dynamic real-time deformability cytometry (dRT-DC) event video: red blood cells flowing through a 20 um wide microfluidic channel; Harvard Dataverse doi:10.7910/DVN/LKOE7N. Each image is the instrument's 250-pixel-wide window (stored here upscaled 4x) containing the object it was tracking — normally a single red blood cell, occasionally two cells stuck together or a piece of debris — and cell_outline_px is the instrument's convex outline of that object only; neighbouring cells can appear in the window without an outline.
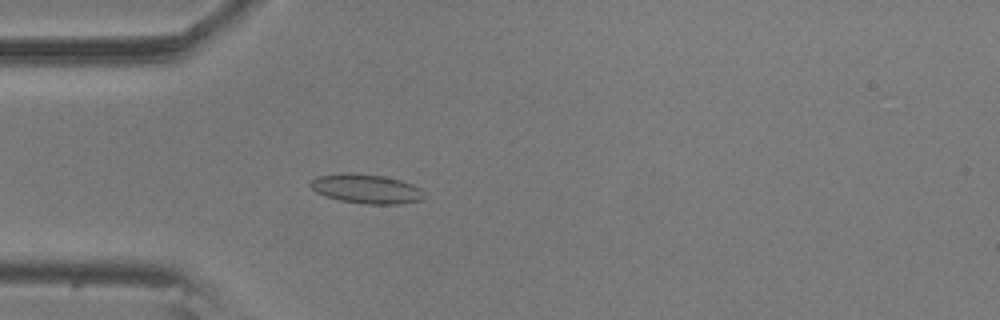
{"species": "common noctule bat (a hibernating species)", "species_latin": "Nyctalus noctula", "temperature_condition": "room temperature", "stored_images_in_passage": 51, "camera_frame_rate_fps": 3000, "um_per_image_px": 0.085, "animal": {"sex": "male", "body_mass_g": 20.5, "forearm_length_mm": 52.5}, "frame": {"image": 1, "passage_image": 10, "time_ms": 3.0, "image_size_px": [1000, 320], "cell_outline_px": [[424, 196], [420, 200], [400, 204], [368, 204], [340, 200], [324, 196], [316, 192], [308, 184], [312, 180], [320, 176], [340, 172], [352, 172], [384, 176], [400, 180], [412, 184], [420, 188], [424, 192]], "centroid_in_image_um": [31.12, 16.04], "position_along_channel_um": 53.9, "area_um2": 19.48}}
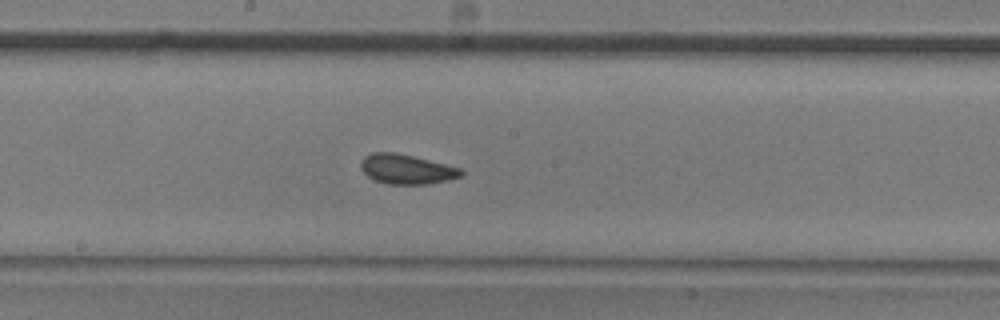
{"frame": {"image": 2, "passage_image": 24, "time_ms": 7.667, "image_size_px": [1000, 320], "cell_outline_px": [[464, 172], [460, 176], [448, 180], [428, 184], [388, 184], [376, 180], [368, 176], [360, 168], [360, 160], [364, 156], [372, 152], [396, 152], [460, 168]], "centroid_in_image_um": [34.51, 14.37], "position_along_channel_um": 213.7, "area_um2": 17.22}}
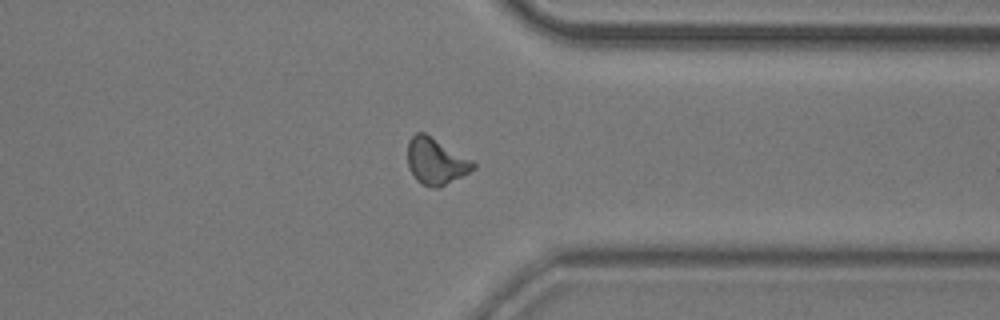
{"frame": {"image": 3, "passage_image": 38, "time_ms": 12.333, "image_size_px": [1000, 320], "cell_outline_px": [[476, 168], [440, 188], [432, 188], [420, 184], [416, 180], [408, 168], [408, 140], [416, 132], [424, 132], [472, 160], [476, 164]], "centroid_in_image_um": [37.03, 13.73], "position_along_channel_um": 374.4, "area_um2": 17.8}, "authors_computed_cell_mechanics": {"area_um2": 17.2822, "velocity_mm_per_s": 3.5351, "shape_relaxation_time_tau1_ms": 2.6452, "shape_relaxation_time_tau2_ms": 5.8266, "deformation_change_tau1": 0.0911, "deformation_change_tau2": 0.0888}}